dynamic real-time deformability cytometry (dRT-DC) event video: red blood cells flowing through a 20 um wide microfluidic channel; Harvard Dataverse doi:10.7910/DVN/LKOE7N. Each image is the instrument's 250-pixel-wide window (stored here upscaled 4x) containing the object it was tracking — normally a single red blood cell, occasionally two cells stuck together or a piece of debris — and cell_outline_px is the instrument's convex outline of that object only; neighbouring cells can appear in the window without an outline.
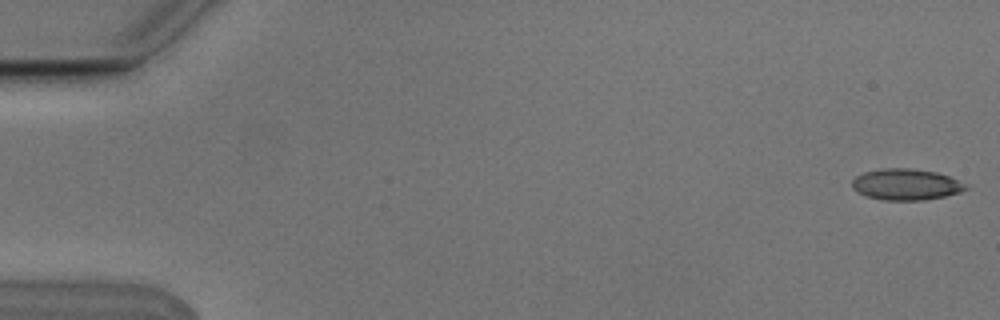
{"species": "Egyptian fruit bat (a non-hibernating species)", "species_latin": "Rousettus aegyptiacus", "temperature_condition": "cold", "stored_images_in_passage": 8, "camera_frame_rate_fps": 3000, "um_per_image_px": 0.085, "animal": {"sex": "male"}, "frame": {"image": 1, "passage_image": 1, "time_ms": 0.0, "image_size_px": [1000, 320], "cell_outline_px": [[968, 188], [960, 192], [944, 196], [924, 200], [884, 200], [864, 196], [856, 192], [852, 188], [852, 180], [856, 176], [864, 172], [884, 168], [908, 168], [936, 172], [948, 176], [968, 184]], "centroid_in_image_um": [76.99, 15.68], "position_along_channel_um": 8.0, "area_um2": 20.75}}
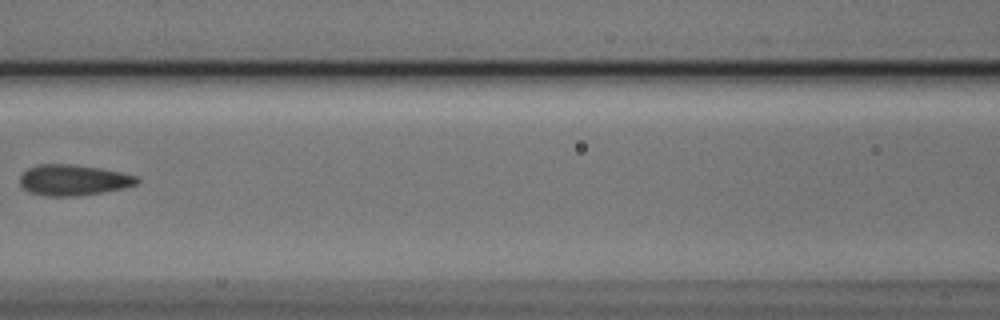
{"frame": {"image": 2, "passage_image": 7, "time_ms": 2.0, "image_size_px": [1000, 320], "cell_outline_px": [[140, 180], [136, 184], [124, 188], [104, 192], [76, 196], [44, 196], [28, 192], [20, 184], [20, 176], [28, 168], [36, 164], [68, 164], [100, 168], [120, 172], [136, 176]], "centroid_in_image_um": [6.21, 15.31], "position_along_channel_um": 160.4, "area_um2": 21.04}}
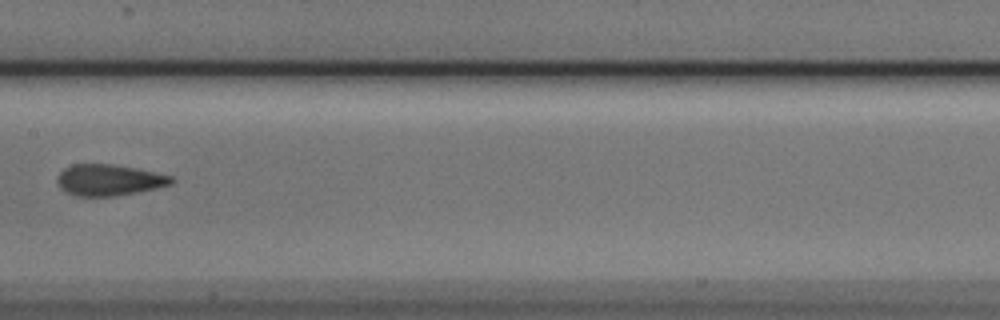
{"frame": {"image": 3, "passage_image": 8, "time_ms": 2.333, "image_size_px": [1000, 320], "cell_outline_px": [[176, 180], [172, 184], [156, 188], [136, 192], [112, 196], [76, 196], [60, 188], [56, 180], [60, 172], [64, 168], [72, 164], [112, 164], [136, 168], [172, 176]], "centroid_in_image_um": [9.27, 15.29], "position_along_channel_um": 198.1, "area_um2": 20.69}}